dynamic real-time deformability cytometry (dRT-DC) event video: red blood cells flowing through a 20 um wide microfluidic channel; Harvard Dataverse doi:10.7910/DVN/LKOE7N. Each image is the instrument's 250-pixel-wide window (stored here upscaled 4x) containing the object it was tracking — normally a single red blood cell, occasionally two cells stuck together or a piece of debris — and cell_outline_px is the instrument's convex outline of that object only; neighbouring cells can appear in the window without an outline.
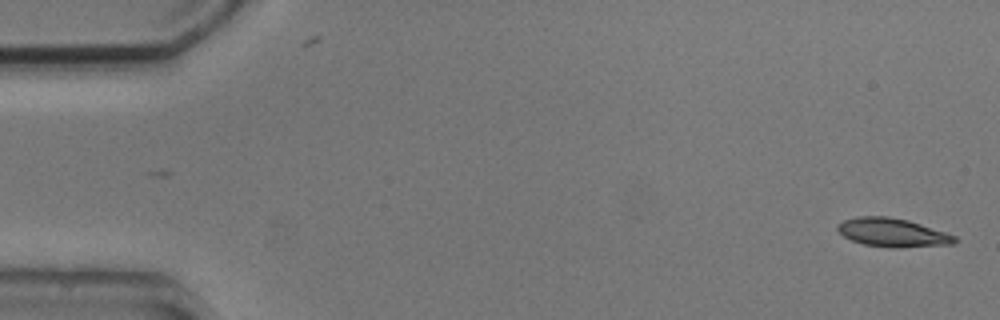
{"species": "common noctule bat (a hibernating species)", "species_latin": "Nyctalus noctula", "temperature_condition": "cold", "stored_images_in_passage": 2, "camera_frame_rate_fps": 3000, "um_per_image_px": 0.085, "animal": {"sex": "male", "body_mass_g": 20.5, "forearm_length_mm": 52.5}, "frame": {"image": 1, "passage_image": 2, "time_ms": 1.0, "image_size_px": [1000, 320], "cell_outline_px": [[956, 240], [952, 244], [896, 248], [888, 248], [864, 244], [852, 240], [844, 236], [836, 228], [836, 224], [844, 220], [856, 216], [888, 216], [908, 220], [956, 236]], "centroid_in_image_um": [75.82, 19.76], "position_along_channel_um": 9.2, "area_um2": 19.42}}